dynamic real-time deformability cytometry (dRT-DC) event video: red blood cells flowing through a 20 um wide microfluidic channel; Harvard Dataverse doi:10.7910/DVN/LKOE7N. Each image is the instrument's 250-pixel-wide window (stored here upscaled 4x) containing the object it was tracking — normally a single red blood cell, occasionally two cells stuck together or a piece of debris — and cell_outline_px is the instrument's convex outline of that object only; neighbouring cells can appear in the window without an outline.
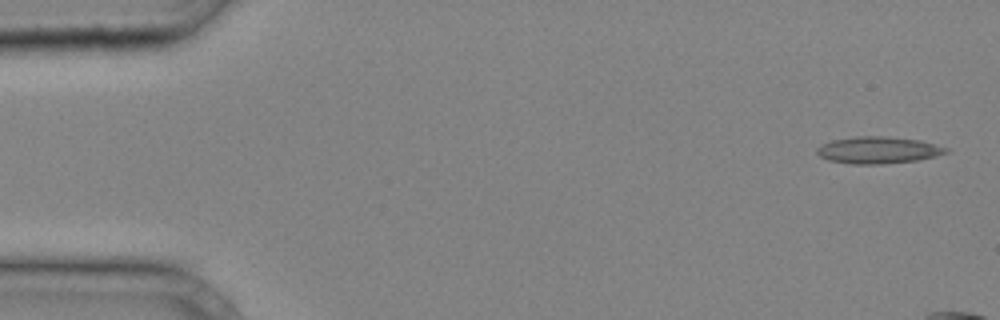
{"species": "common noctule bat (a hibernating species)", "species_latin": "Nyctalus noctula", "temperature_condition": "cold", "stored_images_in_passage": 7, "camera_frame_rate_fps": 3000, "um_per_image_px": 0.085, "animal": {"sex": "male", "body_mass_g": 20.4}, "frame": {"image": 1, "passage_image": 1, "time_ms": 0.0, "image_size_px": [1000, 320], "cell_outline_px": [[948, 152], [936, 156], [916, 160], [880, 164], [852, 164], [828, 160], [820, 156], [816, 152], [816, 148], [832, 140], [856, 136], [880, 136], [920, 140], [948, 148]], "centroid_in_image_um": [74.63, 12.76], "position_along_channel_um": 10.4, "area_um2": 20.0}}